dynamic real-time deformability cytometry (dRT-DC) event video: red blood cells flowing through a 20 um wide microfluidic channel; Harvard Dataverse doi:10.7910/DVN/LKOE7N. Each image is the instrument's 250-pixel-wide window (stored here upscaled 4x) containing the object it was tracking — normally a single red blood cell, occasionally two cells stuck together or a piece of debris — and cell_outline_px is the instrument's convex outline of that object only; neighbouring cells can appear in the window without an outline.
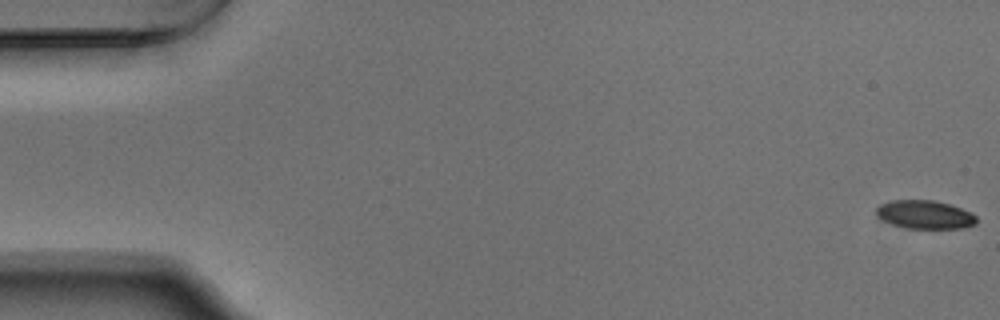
{"species": "Egyptian fruit bat (a non-hibernating species)", "species_latin": "Rousettus aegyptiacus", "temperature_condition": "warm", "stored_images_in_passage": 54, "camera_frame_rate_fps": 3000, "um_per_image_px": 0.085, "animal": {"sex": "male"}, "frame": {"image": 1, "passage_image": 1, "time_ms": 0.0, "image_size_px": [1000, 320], "cell_outline_px": [[976, 224], [964, 228], [908, 228], [892, 224], [876, 216], [876, 208], [880, 204], [888, 200], [936, 200], [972, 212], [976, 216]], "centroid_in_image_um": [78.61, 18.23], "position_along_channel_um": 6.4, "area_um2": 16.65}}
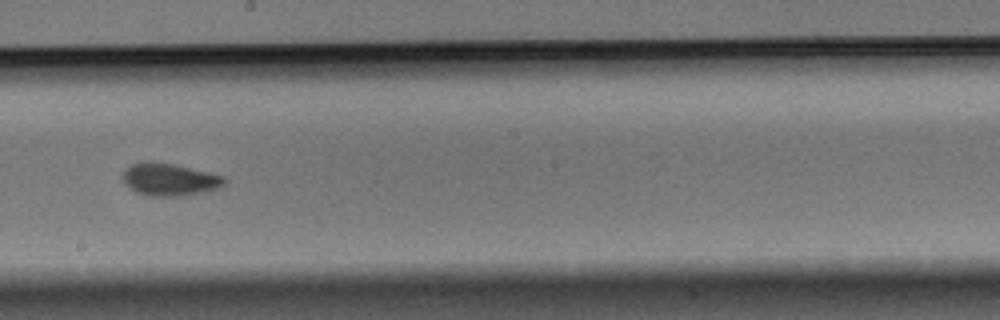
{"frame": {"image": 2, "passage_image": 31, "time_ms": 10.0, "image_size_px": [1000, 320], "cell_outline_px": [[228, 180], [224, 184], [216, 188], [184, 196], [148, 196], [136, 192], [124, 180], [124, 172], [132, 164], [144, 160], [152, 160], [172, 164], [208, 172], [224, 176]], "centroid_in_image_um": [14.42, 15.24], "position_along_channel_um": 233.8, "area_um2": 18.96}}
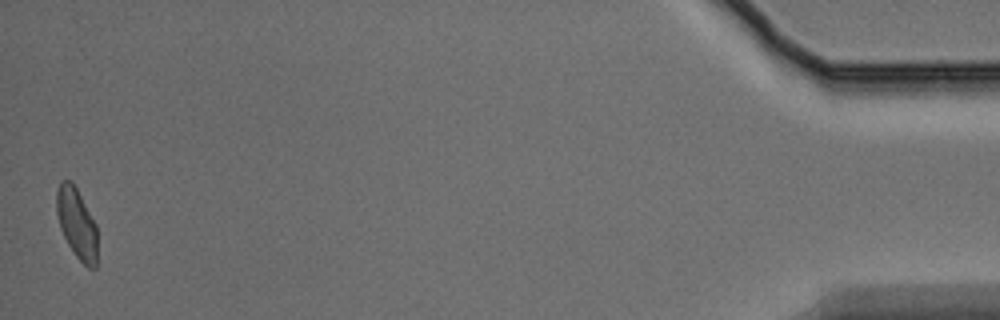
{"frame": {"image": 3, "passage_image": 54, "time_ms": 17.667, "image_size_px": [1000, 320], "cell_outline_px": [[96, 268], [88, 268], [76, 256], [68, 244], [60, 228], [56, 212], [56, 192], [60, 180], [72, 180], [96, 224]], "centroid_in_image_um": [6.5, 18.95], "position_along_channel_um": 428.7, "area_um2": 16.65}, "authors_computed_cell_mechanics": {"area_um2": 17.918, "velocity_mm_per_s": 3.7394, "shape_relaxation_time_tau1_ms": 4.3261, "shape_relaxation_time_tau2_ms": 2.1147, "deformation_change_tau1": 0.1093, "deformation_change_tau2": 0.0628}}